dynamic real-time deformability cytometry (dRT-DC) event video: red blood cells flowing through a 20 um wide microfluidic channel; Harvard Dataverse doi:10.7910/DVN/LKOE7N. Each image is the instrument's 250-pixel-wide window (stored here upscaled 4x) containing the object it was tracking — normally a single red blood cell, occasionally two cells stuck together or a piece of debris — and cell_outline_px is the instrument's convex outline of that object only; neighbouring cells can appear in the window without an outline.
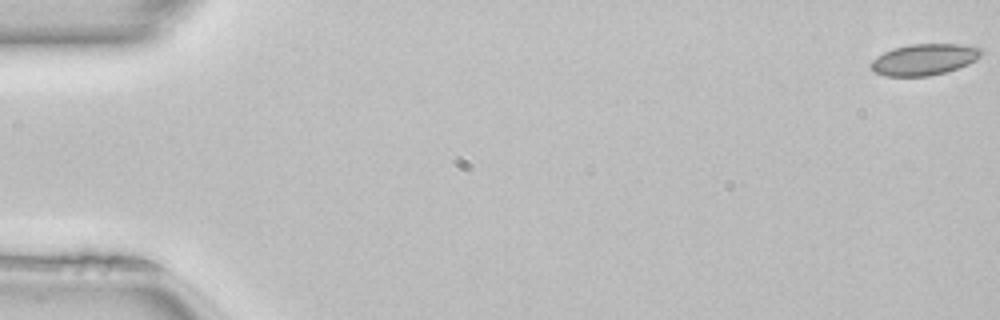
{"species": "common noctule bat (a hibernating species)", "species_latin": "Nyctalus noctula", "temperature_condition": "room temperature", "stored_images_in_passage": 50, "camera_frame_rate_fps": 3000, "um_per_image_px": 0.085, "animal": {"sex": "female", "body_mass_g": 22.7, "forearm_length_mm": 54.2}, "frame": {"image": 1, "passage_image": 1, "time_ms": 0.0, "image_size_px": [1000, 320], "cell_outline_px": [[984, 52], [976, 60], [968, 64], [944, 72], [928, 76], [884, 76], [876, 72], [868, 64], [876, 56], [892, 48], [912, 44], [960, 44], [980, 48]], "centroid_in_image_um": [78.53, 5.05], "position_along_channel_um": 6.5, "area_um2": 20.06}}
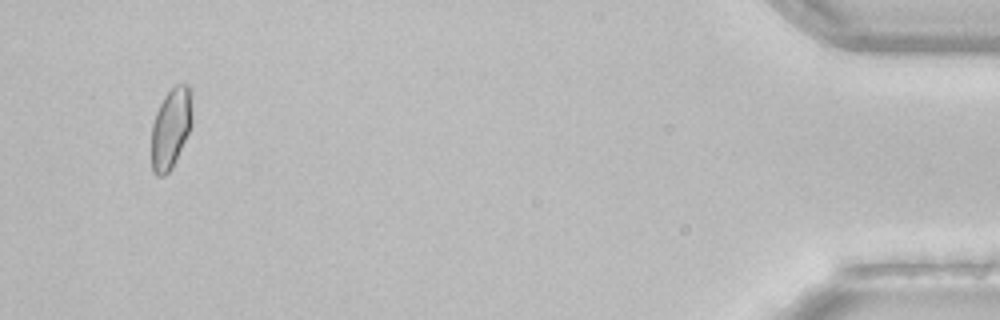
{"frame": {"image": 2, "passage_image": 49, "time_ms": 16.0, "image_size_px": [1000, 320], "cell_outline_px": [[192, 124], [172, 168], [164, 176], [156, 176], [152, 172], [152, 124], [156, 112], [164, 96], [176, 84], [188, 84], [192, 88]], "centroid_in_image_um": [14.54, 10.87], "position_along_channel_um": 420.7, "area_um2": 19.25}}